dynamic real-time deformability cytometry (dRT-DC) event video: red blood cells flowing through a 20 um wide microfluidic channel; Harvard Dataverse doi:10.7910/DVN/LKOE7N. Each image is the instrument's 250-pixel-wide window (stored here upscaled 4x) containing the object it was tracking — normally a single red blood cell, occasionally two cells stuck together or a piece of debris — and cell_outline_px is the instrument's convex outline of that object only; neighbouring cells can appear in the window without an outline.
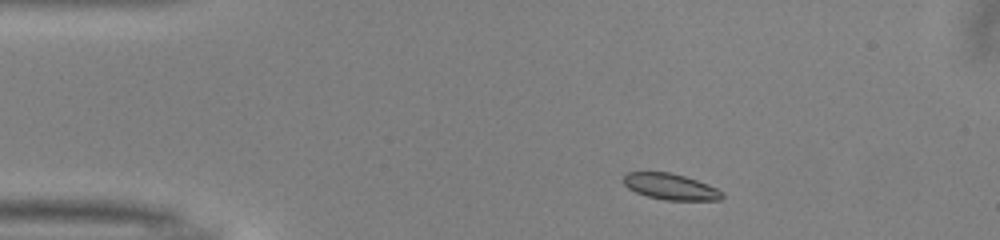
{"species": "common noctule bat (a hibernating species)", "species_latin": "Nyctalus noctula", "temperature_condition": "warm", "stored_images_in_passage": 43, "camera_frame_rate_fps": 3000, "um_per_image_px": 0.085, "animal": {"sex": "male", "body_mass_g": 13.0, "forearm_length_mm": 53.1}, "frame": {"image": 1, "passage_image": 1, "time_ms": 0.0, "image_size_px": [1000, 240], "cell_outline_px": [[724, 196], [720, 200], [664, 200], [648, 196], [636, 192], [628, 188], [624, 184], [624, 176], [628, 172], [668, 172], [684, 176], [708, 184], [724, 192]], "centroid_in_image_um": [57.02, 15.87], "position_along_channel_um": 28.0, "area_um2": 14.91}}
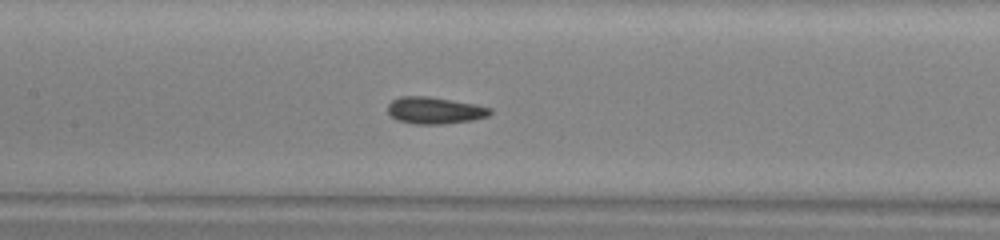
{"frame": {"image": 2, "passage_image": 16, "time_ms": 5.0, "image_size_px": [1000, 240], "cell_outline_px": [[492, 112], [488, 116], [472, 120], [444, 124], [416, 124], [396, 120], [388, 112], [388, 104], [392, 100], [400, 96], [428, 96], [476, 104], [492, 108]], "centroid_in_image_um": [36.96, 9.38], "position_along_channel_um": 170.4, "area_um2": 16.07}}
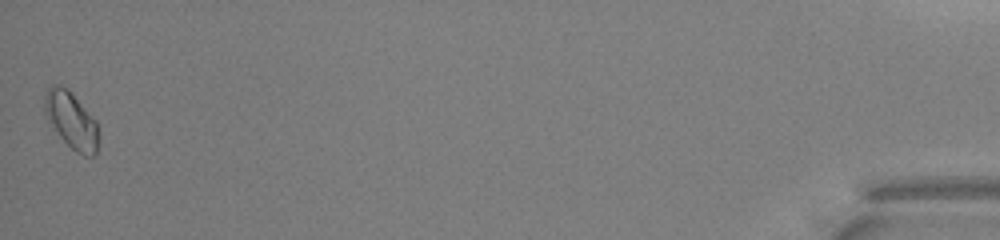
{"frame": {"image": 3, "passage_image": 43, "time_ms": 14.0, "image_size_px": [1000, 240], "cell_outline_px": [[100, 144], [96, 152], [92, 156], [84, 156], [76, 152], [60, 136], [44, 112], [44, 92], [52, 84], [60, 84], [68, 88], [72, 92], [96, 120], [100, 136]], "centroid_in_image_um": [6.1, 10.2], "position_along_channel_um": 429.1, "area_um2": 18.03}, "authors_computed_cell_mechanics": {"area_um2": 15.5482, "velocity_mm_per_s": 3.9983, "shape_relaxation_time_tau1_ms": 5.2952, "shape_relaxation_time_tau2_ms": 2.7687, "deformation_change_tau1": 0.0937, "deformation_change_tau2": 0.0562}}